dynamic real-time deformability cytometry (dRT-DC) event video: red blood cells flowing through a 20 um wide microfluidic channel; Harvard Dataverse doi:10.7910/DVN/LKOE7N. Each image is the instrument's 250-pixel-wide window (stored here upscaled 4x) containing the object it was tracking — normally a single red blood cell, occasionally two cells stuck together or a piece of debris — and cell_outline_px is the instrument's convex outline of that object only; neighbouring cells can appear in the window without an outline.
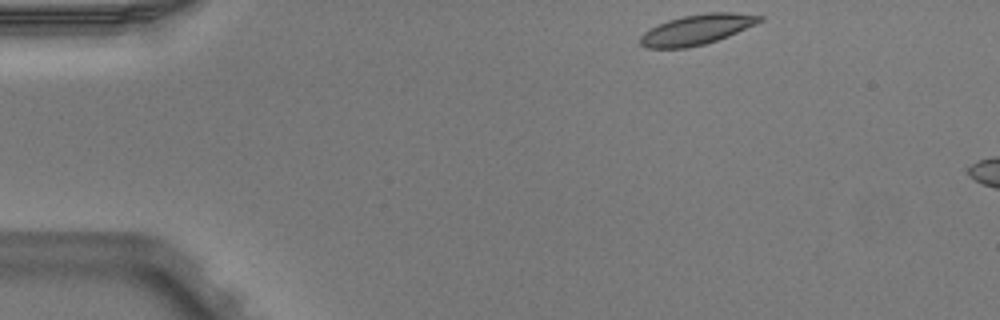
{"species": "Egyptian fruit bat (a non-hibernating species)", "species_latin": "Rousettus aegyptiacus", "temperature_condition": "warm", "stored_images_in_passage": 3, "camera_frame_rate_fps": 3000, "um_per_image_px": 0.085, "animal": {"sex": "male"}, "frame": {"image": 1, "passage_image": 1, "time_ms": 0.0, "image_size_px": [1000, 320], "cell_outline_px": [[764, 20], [756, 24], [728, 36], [704, 44], [688, 48], [648, 48], [640, 44], [640, 36], [648, 28], [668, 20], [684, 16], [708, 12], [732, 12], [764, 16]], "centroid_in_image_um": [59.23, 2.51], "position_along_channel_um": 25.8, "area_um2": 20.98}}